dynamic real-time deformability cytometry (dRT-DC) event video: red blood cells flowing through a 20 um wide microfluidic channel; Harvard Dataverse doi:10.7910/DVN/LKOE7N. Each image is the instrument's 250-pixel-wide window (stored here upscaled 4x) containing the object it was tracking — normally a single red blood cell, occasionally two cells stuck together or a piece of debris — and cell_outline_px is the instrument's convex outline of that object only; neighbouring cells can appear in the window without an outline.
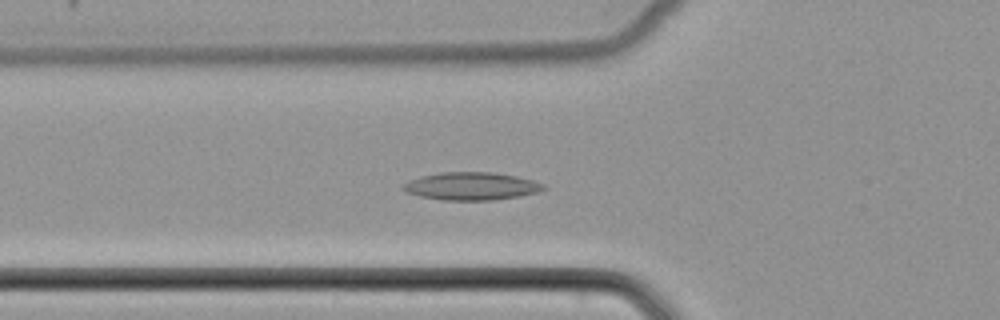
{"species": "common noctule bat (a hibernating species)", "species_latin": "Nyctalus noctula", "temperature_condition": "cold", "stored_images_in_passage": 52, "camera_frame_rate_fps": 3000, "um_per_image_px": 0.085, "animal": {"sex": "female", "body_mass_g": 22.7, "forearm_length_mm": 54.2}, "frame": {"image": 1, "passage_image": 19, "time_ms": 6.0, "image_size_px": [1000, 320], "cell_outline_px": [[548, 188], [540, 192], [520, 196], [492, 200], [444, 200], [420, 196], [404, 192], [400, 188], [408, 180], [420, 176], [440, 172], [492, 172], [516, 176], [532, 180], [544, 184]], "centroid_in_image_um": [40.06, 15.82], "position_along_channel_um": 85.7, "area_um2": 22.95}}
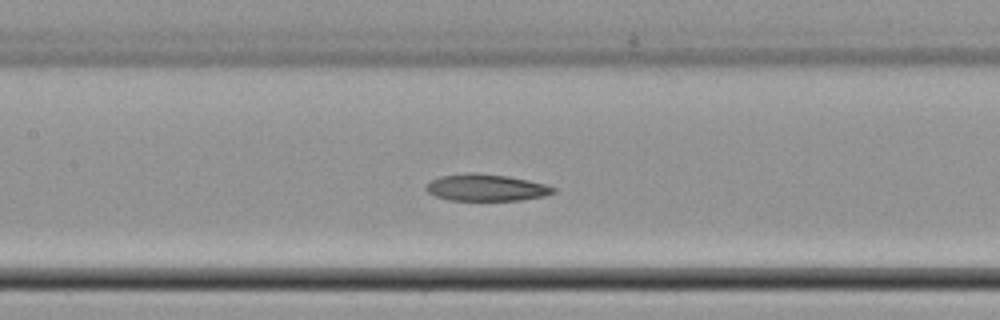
{"frame": {"image": 2, "passage_image": 25, "time_ms": 8.0, "image_size_px": [1000, 320], "cell_outline_px": [[556, 192], [544, 196], [520, 200], [448, 200], [436, 196], [428, 192], [424, 188], [432, 180], [440, 176], [472, 172], [508, 176], [528, 180], [544, 184], [556, 188]], "centroid_in_image_um": [41.33, 15.94], "position_along_channel_um": 166.1, "area_um2": 19.77}}
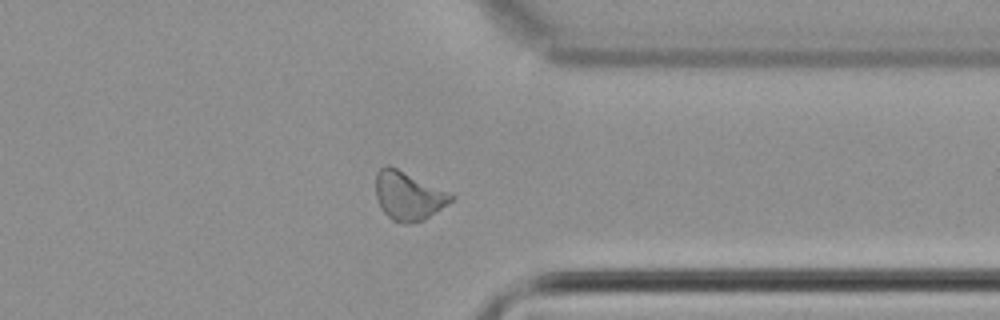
{"frame": {"image": 3, "passage_image": 41, "time_ms": 13.333, "image_size_px": [1000, 320], "cell_outline_px": [[456, 196], [448, 204], [424, 220], [408, 224], [404, 224], [392, 220], [380, 208], [376, 196], [376, 172], [380, 168], [388, 164], [452, 192]], "centroid_in_image_um": [34.73, 16.64], "position_along_channel_um": 376.7, "area_um2": 21.68}}